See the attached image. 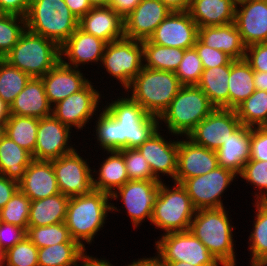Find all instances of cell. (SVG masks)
Here are the masks:
<instances>
[{
    "instance_id": "44dd1931",
    "label": "cell",
    "mask_w": 267,
    "mask_h": 266,
    "mask_svg": "<svg viewBox=\"0 0 267 266\" xmlns=\"http://www.w3.org/2000/svg\"><path fill=\"white\" fill-rule=\"evenodd\" d=\"M172 11L160 0H141L124 18V36L143 41L150 38L158 25Z\"/></svg>"
},
{
    "instance_id": "52a82bcc",
    "label": "cell",
    "mask_w": 267,
    "mask_h": 266,
    "mask_svg": "<svg viewBox=\"0 0 267 266\" xmlns=\"http://www.w3.org/2000/svg\"><path fill=\"white\" fill-rule=\"evenodd\" d=\"M3 59L30 77L41 78L60 61V47L26 29Z\"/></svg>"
},
{
    "instance_id": "816d5d0a",
    "label": "cell",
    "mask_w": 267,
    "mask_h": 266,
    "mask_svg": "<svg viewBox=\"0 0 267 266\" xmlns=\"http://www.w3.org/2000/svg\"><path fill=\"white\" fill-rule=\"evenodd\" d=\"M244 59L254 71L267 72V42L247 46Z\"/></svg>"
},
{
    "instance_id": "d590c367",
    "label": "cell",
    "mask_w": 267,
    "mask_h": 266,
    "mask_svg": "<svg viewBox=\"0 0 267 266\" xmlns=\"http://www.w3.org/2000/svg\"><path fill=\"white\" fill-rule=\"evenodd\" d=\"M39 118L28 116H9L5 123L4 134L18 146L33 154L37 141Z\"/></svg>"
},
{
    "instance_id": "603a6c76",
    "label": "cell",
    "mask_w": 267,
    "mask_h": 266,
    "mask_svg": "<svg viewBox=\"0 0 267 266\" xmlns=\"http://www.w3.org/2000/svg\"><path fill=\"white\" fill-rule=\"evenodd\" d=\"M82 70L64 65L59 61L43 77L45 93L49 103L53 106L71 94L79 92L89 82Z\"/></svg>"
},
{
    "instance_id": "cb8c5ba5",
    "label": "cell",
    "mask_w": 267,
    "mask_h": 266,
    "mask_svg": "<svg viewBox=\"0 0 267 266\" xmlns=\"http://www.w3.org/2000/svg\"><path fill=\"white\" fill-rule=\"evenodd\" d=\"M78 27L106 43L124 38V19L109 6L93 7L79 19Z\"/></svg>"
},
{
    "instance_id": "277c9868",
    "label": "cell",
    "mask_w": 267,
    "mask_h": 266,
    "mask_svg": "<svg viewBox=\"0 0 267 266\" xmlns=\"http://www.w3.org/2000/svg\"><path fill=\"white\" fill-rule=\"evenodd\" d=\"M181 86L175 72L143 67L125 91L148 114L160 117Z\"/></svg>"
},
{
    "instance_id": "4316f807",
    "label": "cell",
    "mask_w": 267,
    "mask_h": 266,
    "mask_svg": "<svg viewBox=\"0 0 267 266\" xmlns=\"http://www.w3.org/2000/svg\"><path fill=\"white\" fill-rule=\"evenodd\" d=\"M10 114L39 119L52 115V105L48 101L41 78H30L10 105Z\"/></svg>"
},
{
    "instance_id": "c3c4849f",
    "label": "cell",
    "mask_w": 267,
    "mask_h": 266,
    "mask_svg": "<svg viewBox=\"0 0 267 266\" xmlns=\"http://www.w3.org/2000/svg\"><path fill=\"white\" fill-rule=\"evenodd\" d=\"M194 48L196 49L202 62L203 69L227 65L232 60V58L226 53L211 47H207L198 39L196 40Z\"/></svg>"
},
{
    "instance_id": "83f0119b",
    "label": "cell",
    "mask_w": 267,
    "mask_h": 266,
    "mask_svg": "<svg viewBox=\"0 0 267 266\" xmlns=\"http://www.w3.org/2000/svg\"><path fill=\"white\" fill-rule=\"evenodd\" d=\"M251 128L241 125L216 151L218 166L239 175L250 160Z\"/></svg>"
},
{
    "instance_id": "7bdbcfd3",
    "label": "cell",
    "mask_w": 267,
    "mask_h": 266,
    "mask_svg": "<svg viewBox=\"0 0 267 266\" xmlns=\"http://www.w3.org/2000/svg\"><path fill=\"white\" fill-rule=\"evenodd\" d=\"M30 204V198L18 190L4 207L0 209V221L27 230Z\"/></svg>"
},
{
    "instance_id": "60d3db41",
    "label": "cell",
    "mask_w": 267,
    "mask_h": 266,
    "mask_svg": "<svg viewBox=\"0 0 267 266\" xmlns=\"http://www.w3.org/2000/svg\"><path fill=\"white\" fill-rule=\"evenodd\" d=\"M26 236L38 249L60 243H78L72 239L64 222L47 226H28Z\"/></svg>"
},
{
    "instance_id": "2e32d148",
    "label": "cell",
    "mask_w": 267,
    "mask_h": 266,
    "mask_svg": "<svg viewBox=\"0 0 267 266\" xmlns=\"http://www.w3.org/2000/svg\"><path fill=\"white\" fill-rule=\"evenodd\" d=\"M70 130L72 131L53 115L40 118L33 160L52 161L76 150L70 144Z\"/></svg>"
},
{
    "instance_id": "89a4df30",
    "label": "cell",
    "mask_w": 267,
    "mask_h": 266,
    "mask_svg": "<svg viewBox=\"0 0 267 266\" xmlns=\"http://www.w3.org/2000/svg\"><path fill=\"white\" fill-rule=\"evenodd\" d=\"M2 14H4V12L1 10V8H0V16L2 15Z\"/></svg>"
},
{
    "instance_id": "836d02e7",
    "label": "cell",
    "mask_w": 267,
    "mask_h": 266,
    "mask_svg": "<svg viewBox=\"0 0 267 266\" xmlns=\"http://www.w3.org/2000/svg\"><path fill=\"white\" fill-rule=\"evenodd\" d=\"M253 79L254 70L245 59L230 61L229 109H235L256 90Z\"/></svg>"
},
{
    "instance_id": "6f0895ef",
    "label": "cell",
    "mask_w": 267,
    "mask_h": 266,
    "mask_svg": "<svg viewBox=\"0 0 267 266\" xmlns=\"http://www.w3.org/2000/svg\"><path fill=\"white\" fill-rule=\"evenodd\" d=\"M101 259L97 258V256L93 257L87 254V252L79 259L76 266H115L111 264L106 258Z\"/></svg>"
},
{
    "instance_id": "ee69618b",
    "label": "cell",
    "mask_w": 267,
    "mask_h": 266,
    "mask_svg": "<svg viewBox=\"0 0 267 266\" xmlns=\"http://www.w3.org/2000/svg\"><path fill=\"white\" fill-rule=\"evenodd\" d=\"M238 177L256 189L253 196L256 202L267 201V161L249 160Z\"/></svg>"
},
{
    "instance_id": "7402d4cb",
    "label": "cell",
    "mask_w": 267,
    "mask_h": 266,
    "mask_svg": "<svg viewBox=\"0 0 267 266\" xmlns=\"http://www.w3.org/2000/svg\"><path fill=\"white\" fill-rule=\"evenodd\" d=\"M217 166L216 151L197 145L187 137L179 140L175 183L181 184L185 179L207 174Z\"/></svg>"
},
{
    "instance_id": "6da1fadb",
    "label": "cell",
    "mask_w": 267,
    "mask_h": 266,
    "mask_svg": "<svg viewBox=\"0 0 267 266\" xmlns=\"http://www.w3.org/2000/svg\"><path fill=\"white\" fill-rule=\"evenodd\" d=\"M124 95L102 104L105 107L94 116V139L102 152L137 148L160 128L159 117L148 114L127 94Z\"/></svg>"
},
{
    "instance_id": "8992f818",
    "label": "cell",
    "mask_w": 267,
    "mask_h": 266,
    "mask_svg": "<svg viewBox=\"0 0 267 266\" xmlns=\"http://www.w3.org/2000/svg\"><path fill=\"white\" fill-rule=\"evenodd\" d=\"M79 19L64 0H30L26 29L54 41L59 47L78 28Z\"/></svg>"
},
{
    "instance_id": "f907efd6",
    "label": "cell",
    "mask_w": 267,
    "mask_h": 266,
    "mask_svg": "<svg viewBox=\"0 0 267 266\" xmlns=\"http://www.w3.org/2000/svg\"><path fill=\"white\" fill-rule=\"evenodd\" d=\"M26 231L25 228L0 221V250L5 253L18 242L22 241L27 237Z\"/></svg>"
},
{
    "instance_id": "bcb514c9",
    "label": "cell",
    "mask_w": 267,
    "mask_h": 266,
    "mask_svg": "<svg viewBox=\"0 0 267 266\" xmlns=\"http://www.w3.org/2000/svg\"><path fill=\"white\" fill-rule=\"evenodd\" d=\"M4 266H38V248L25 237L4 253Z\"/></svg>"
},
{
    "instance_id": "74e56055",
    "label": "cell",
    "mask_w": 267,
    "mask_h": 266,
    "mask_svg": "<svg viewBox=\"0 0 267 266\" xmlns=\"http://www.w3.org/2000/svg\"><path fill=\"white\" fill-rule=\"evenodd\" d=\"M253 228L248 237L250 261H264L267 258V201H254Z\"/></svg>"
},
{
    "instance_id": "30bf717a",
    "label": "cell",
    "mask_w": 267,
    "mask_h": 266,
    "mask_svg": "<svg viewBox=\"0 0 267 266\" xmlns=\"http://www.w3.org/2000/svg\"><path fill=\"white\" fill-rule=\"evenodd\" d=\"M160 236L155 241V250L163 262L182 261L193 266L222 265L190 230Z\"/></svg>"
},
{
    "instance_id": "5b68a950",
    "label": "cell",
    "mask_w": 267,
    "mask_h": 266,
    "mask_svg": "<svg viewBox=\"0 0 267 266\" xmlns=\"http://www.w3.org/2000/svg\"><path fill=\"white\" fill-rule=\"evenodd\" d=\"M215 107L207 95L197 86H181L169 107L159 117V127L166 126L168 134L187 137Z\"/></svg>"
},
{
    "instance_id": "7dc6e473",
    "label": "cell",
    "mask_w": 267,
    "mask_h": 266,
    "mask_svg": "<svg viewBox=\"0 0 267 266\" xmlns=\"http://www.w3.org/2000/svg\"><path fill=\"white\" fill-rule=\"evenodd\" d=\"M119 152L123 155L129 180H157L149 163L136 148H123Z\"/></svg>"
},
{
    "instance_id": "ffe728a7",
    "label": "cell",
    "mask_w": 267,
    "mask_h": 266,
    "mask_svg": "<svg viewBox=\"0 0 267 266\" xmlns=\"http://www.w3.org/2000/svg\"><path fill=\"white\" fill-rule=\"evenodd\" d=\"M106 42L79 27L60 46V61L67 66L82 69L86 63L100 65ZM66 59V60H65ZM82 64V65H81Z\"/></svg>"
},
{
    "instance_id": "f6af8a7d",
    "label": "cell",
    "mask_w": 267,
    "mask_h": 266,
    "mask_svg": "<svg viewBox=\"0 0 267 266\" xmlns=\"http://www.w3.org/2000/svg\"><path fill=\"white\" fill-rule=\"evenodd\" d=\"M202 62L196 49H186L175 75L182 86L197 85L203 72Z\"/></svg>"
},
{
    "instance_id": "f546056e",
    "label": "cell",
    "mask_w": 267,
    "mask_h": 266,
    "mask_svg": "<svg viewBox=\"0 0 267 266\" xmlns=\"http://www.w3.org/2000/svg\"><path fill=\"white\" fill-rule=\"evenodd\" d=\"M104 153L109 156H106L101 164L99 163L98 170L92 168L93 189L111 195L117 188L129 181V178L123 155L119 151H104Z\"/></svg>"
},
{
    "instance_id": "484cf974",
    "label": "cell",
    "mask_w": 267,
    "mask_h": 266,
    "mask_svg": "<svg viewBox=\"0 0 267 266\" xmlns=\"http://www.w3.org/2000/svg\"><path fill=\"white\" fill-rule=\"evenodd\" d=\"M198 40L213 49L220 50L233 60L245 58L246 46L243 44L235 22L198 28Z\"/></svg>"
},
{
    "instance_id": "9a60e30c",
    "label": "cell",
    "mask_w": 267,
    "mask_h": 266,
    "mask_svg": "<svg viewBox=\"0 0 267 266\" xmlns=\"http://www.w3.org/2000/svg\"><path fill=\"white\" fill-rule=\"evenodd\" d=\"M235 109L215 108L188 134L193 143L217 151L240 126Z\"/></svg>"
},
{
    "instance_id": "8d00e7d4",
    "label": "cell",
    "mask_w": 267,
    "mask_h": 266,
    "mask_svg": "<svg viewBox=\"0 0 267 266\" xmlns=\"http://www.w3.org/2000/svg\"><path fill=\"white\" fill-rule=\"evenodd\" d=\"M79 243H60L38 249V266H76L87 252Z\"/></svg>"
},
{
    "instance_id": "d6a6232c",
    "label": "cell",
    "mask_w": 267,
    "mask_h": 266,
    "mask_svg": "<svg viewBox=\"0 0 267 266\" xmlns=\"http://www.w3.org/2000/svg\"><path fill=\"white\" fill-rule=\"evenodd\" d=\"M33 161L32 154L18 146L5 134L0 140V174L19 182L28 165Z\"/></svg>"
},
{
    "instance_id": "1f68e13d",
    "label": "cell",
    "mask_w": 267,
    "mask_h": 266,
    "mask_svg": "<svg viewBox=\"0 0 267 266\" xmlns=\"http://www.w3.org/2000/svg\"><path fill=\"white\" fill-rule=\"evenodd\" d=\"M229 76L230 62L227 65L204 69L201 74L197 86L215 108L229 109Z\"/></svg>"
},
{
    "instance_id": "7c38bea8",
    "label": "cell",
    "mask_w": 267,
    "mask_h": 266,
    "mask_svg": "<svg viewBox=\"0 0 267 266\" xmlns=\"http://www.w3.org/2000/svg\"><path fill=\"white\" fill-rule=\"evenodd\" d=\"M160 184L158 180H129L110 195L111 201L123 202L133 229L140 227L146 219L151 222Z\"/></svg>"
},
{
    "instance_id": "b9f144b4",
    "label": "cell",
    "mask_w": 267,
    "mask_h": 266,
    "mask_svg": "<svg viewBox=\"0 0 267 266\" xmlns=\"http://www.w3.org/2000/svg\"><path fill=\"white\" fill-rule=\"evenodd\" d=\"M25 30V17L8 13L0 16V59H3L17 44Z\"/></svg>"
},
{
    "instance_id": "ba28073f",
    "label": "cell",
    "mask_w": 267,
    "mask_h": 266,
    "mask_svg": "<svg viewBox=\"0 0 267 266\" xmlns=\"http://www.w3.org/2000/svg\"><path fill=\"white\" fill-rule=\"evenodd\" d=\"M164 181L160 184L150 223L163 231L161 235L188 231L196 209L181 184L173 182L169 186Z\"/></svg>"
},
{
    "instance_id": "ac0fdd59",
    "label": "cell",
    "mask_w": 267,
    "mask_h": 266,
    "mask_svg": "<svg viewBox=\"0 0 267 266\" xmlns=\"http://www.w3.org/2000/svg\"><path fill=\"white\" fill-rule=\"evenodd\" d=\"M198 26L188 11H172L148 39L154 44L181 49L193 48Z\"/></svg>"
},
{
    "instance_id": "94428289",
    "label": "cell",
    "mask_w": 267,
    "mask_h": 266,
    "mask_svg": "<svg viewBox=\"0 0 267 266\" xmlns=\"http://www.w3.org/2000/svg\"><path fill=\"white\" fill-rule=\"evenodd\" d=\"M253 81L256 90L267 91V72L254 71Z\"/></svg>"
},
{
    "instance_id": "03108f58",
    "label": "cell",
    "mask_w": 267,
    "mask_h": 266,
    "mask_svg": "<svg viewBox=\"0 0 267 266\" xmlns=\"http://www.w3.org/2000/svg\"><path fill=\"white\" fill-rule=\"evenodd\" d=\"M250 266H267L264 261H250Z\"/></svg>"
},
{
    "instance_id": "be15d7a7",
    "label": "cell",
    "mask_w": 267,
    "mask_h": 266,
    "mask_svg": "<svg viewBox=\"0 0 267 266\" xmlns=\"http://www.w3.org/2000/svg\"><path fill=\"white\" fill-rule=\"evenodd\" d=\"M167 266H193L191 263L187 262H164ZM199 266H220V265H199Z\"/></svg>"
},
{
    "instance_id": "9f6ffc18",
    "label": "cell",
    "mask_w": 267,
    "mask_h": 266,
    "mask_svg": "<svg viewBox=\"0 0 267 266\" xmlns=\"http://www.w3.org/2000/svg\"><path fill=\"white\" fill-rule=\"evenodd\" d=\"M71 12L80 19L90 11L93 6L88 0H64Z\"/></svg>"
},
{
    "instance_id": "6125c7cd",
    "label": "cell",
    "mask_w": 267,
    "mask_h": 266,
    "mask_svg": "<svg viewBox=\"0 0 267 266\" xmlns=\"http://www.w3.org/2000/svg\"><path fill=\"white\" fill-rule=\"evenodd\" d=\"M10 116V106L0 98V123L5 124Z\"/></svg>"
},
{
    "instance_id": "a7ac6f4b",
    "label": "cell",
    "mask_w": 267,
    "mask_h": 266,
    "mask_svg": "<svg viewBox=\"0 0 267 266\" xmlns=\"http://www.w3.org/2000/svg\"><path fill=\"white\" fill-rule=\"evenodd\" d=\"M0 266H4V253L0 250Z\"/></svg>"
},
{
    "instance_id": "d6986e66",
    "label": "cell",
    "mask_w": 267,
    "mask_h": 266,
    "mask_svg": "<svg viewBox=\"0 0 267 266\" xmlns=\"http://www.w3.org/2000/svg\"><path fill=\"white\" fill-rule=\"evenodd\" d=\"M234 22L246 47L267 42V0L236 2Z\"/></svg>"
},
{
    "instance_id": "8fae6325",
    "label": "cell",
    "mask_w": 267,
    "mask_h": 266,
    "mask_svg": "<svg viewBox=\"0 0 267 266\" xmlns=\"http://www.w3.org/2000/svg\"><path fill=\"white\" fill-rule=\"evenodd\" d=\"M238 175L232 170L217 166L207 174L185 179L181 185L186 189L196 210L225 207L222 200L224 191Z\"/></svg>"
},
{
    "instance_id": "d4e9b609",
    "label": "cell",
    "mask_w": 267,
    "mask_h": 266,
    "mask_svg": "<svg viewBox=\"0 0 267 266\" xmlns=\"http://www.w3.org/2000/svg\"><path fill=\"white\" fill-rule=\"evenodd\" d=\"M18 184L19 190L31 201L60 193L51 161L33 160Z\"/></svg>"
},
{
    "instance_id": "ab89813d",
    "label": "cell",
    "mask_w": 267,
    "mask_h": 266,
    "mask_svg": "<svg viewBox=\"0 0 267 266\" xmlns=\"http://www.w3.org/2000/svg\"><path fill=\"white\" fill-rule=\"evenodd\" d=\"M30 78L25 72L0 59V98L10 106Z\"/></svg>"
},
{
    "instance_id": "11a10c76",
    "label": "cell",
    "mask_w": 267,
    "mask_h": 266,
    "mask_svg": "<svg viewBox=\"0 0 267 266\" xmlns=\"http://www.w3.org/2000/svg\"><path fill=\"white\" fill-rule=\"evenodd\" d=\"M140 2L141 0H110L108 6L124 19Z\"/></svg>"
},
{
    "instance_id": "003e7915",
    "label": "cell",
    "mask_w": 267,
    "mask_h": 266,
    "mask_svg": "<svg viewBox=\"0 0 267 266\" xmlns=\"http://www.w3.org/2000/svg\"><path fill=\"white\" fill-rule=\"evenodd\" d=\"M5 124L0 123V140L4 135Z\"/></svg>"
},
{
    "instance_id": "680465c9",
    "label": "cell",
    "mask_w": 267,
    "mask_h": 266,
    "mask_svg": "<svg viewBox=\"0 0 267 266\" xmlns=\"http://www.w3.org/2000/svg\"><path fill=\"white\" fill-rule=\"evenodd\" d=\"M124 266V265H123ZM125 266H167L157 255L153 257H143L133 260L131 264H126Z\"/></svg>"
},
{
    "instance_id": "e0dca14e",
    "label": "cell",
    "mask_w": 267,
    "mask_h": 266,
    "mask_svg": "<svg viewBox=\"0 0 267 266\" xmlns=\"http://www.w3.org/2000/svg\"><path fill=\"white\" fill-rule=\"evenodd\" d=\"M160 131L165 132L159 128L136 149L149 163L152 174L158 181L163 182L161 175H165L171 177L174 182L177 173L179 139L169 138L168 141L165 138L166 135Z\"/></svg>"
},
{
    "instance_id": "3957f363",
    "label": "cell",
    "mask_w": 267,
    "mask_h": 266,
    "mask_svg": "<svg viewBox=\"0 0 267 266\" xmlns=\"http://www.w3.org/2000/svg\"><path fill=\"white\" fill-rule=\"evenodd\" d=\"M228 208L196 210L190 231L206 246L222 266H237L234 226Z\"/></svg>"
},
{
    "instance_id": "f35d334b",
    "label": "cell",
    "mask_w": 267,
    "mask_h": 266,
    "mask_svg": "<svg viewBox=\"0 0 267 266\" xmlns=\"http://www.w3.org/2000/svg\"><path fill=\"white\" fill-rule=\"evenodd\" d=\"M235 111L242 125L250 128L267 126V91L255 90Z\"/></svg>"
},
{
    "instance_id": "4dcf8cb0",
    "label": "cell",
    "mask_w": 267,
    "mask_h": 266,
    "mask_svg": "<svg viewBox=\"0 0 267 266\" xmlns=\"http://www.w3.org/2000/svg\"><path fill=\"white\" fill-rule=\"evenodd\" d=\"M70 197L59 193L31 201L28 226H47L65 222Z\"/></svg>"
},
{
    "instance_id": "4fadbf2b",
    "label": "cell",
    "mask_w": 267,
    "mask_h": 266,
    "mask_svg": "<svg viewBox=\"0 0 267 266\" xmlns=\"http://www.w3.org/2000/svg\"><path fill=\"white\" fill-rule=\"evenodd\" d=\"M90 81L79 92L66 97L52 106V115L69 128L83 130L90 124L93 116L97 115L102 103V92ZM96 88V89H95ZM96 113V114H95Z\"/></svg>"
},
{
    "instance_id": "f5cc1de1",
    "label": "cell",
    "mask_w": 267,
    "mask_h": 266,
    "mask_svg": "<svg viewBox=\"0 0 267 266\" xmlns=\"http://www.w3.org/2000/svg\"><path fill=\"white\" fill-rule=\"evenodd\" d=\"M18 190L19 184L17 181L0 174V209L4 207Z\"/></svg>"
},
{
    "instance_id": "db71d44e",
    "label": "cell",
    "mask_w": 267,
    "mask_h": 266,
    "mask_svg": "<svg viewBox=\"0 0 267 266\" xmlns=\"http://www.w3.org/2000/svg\"><path fill=\"white\" fill-rule=\"evenodd\" d=\"M30 0H0V8L4 13L15 14L25 17Z\"/></svg>"
},
{
    "instance_id": "f1b7e54d",
    "label": "cell",
    "mask_w": 267,
    "mask_h": 266,
    "mask_svg": "<svg viewBox=\"0 0 267 266\" xmlns=\"http://www.w3.org/2000/svg\"><path fill=\"white\" fill-rule=\"evenodd\" d=\"M235 0H191L188 12L198 28L235 21Z\"/></svg>"
},
{
    "instance_id": "681fc988",
    "label": "cell",
    "mask_w": 267,
    "mask_h": 266,
    "mask_svg": "<svg viewBox=\"0 0 267 266\" xmlns=\"http://www.w3.org/2000/svg\"><path fill=\"white\" fill-rule=\"evenodd\" d=\"M250 160L267 161V127L251 128Z\"/></svg>"
},
{
    "instance_id": "5bb4252c",
    "label": "cell",
    "mask_w": 267,
    "mask_h": 266,
    "mask_svg": "<svg viewBox=\"0 0 267 266\" xmlns=\"http://www.w3.org/2000/svg\"><path fill=\"white\" fill-rule=\"evenodd\" d=\"M77 149L52 160L55 177L60 193L68 196H79L93 190V174L88 158L80 156Z\"/></svg>"
},
{
    "instance_id": "e7e4bbea",
    "label": "cell",
    "mask_w": 267,
    "mask_h": 266,
    "mask_svg": "<svg viewBox=\"0 0 267 266\" xmlns=\"http://www.w3.org/2000/svg\"><path fill=\"white\" fill-rule=\"evenodd\" d=\"M93 7L108 6L110 0H88Z\"/></svg>"
},
{
    "instance_id": "91938a15",
    "label": "cell",
    "mask_w": 267,
    "mask_h": 266,
    "mask_svg": "<svg viewBox=\"0 0 267 266\" xmlns=\"http://www.w3.org/2000/svg\"><path fill=\"white\" fill-rule=\"evenodd\" d=\"M171 11H188L191 0H160Z\"/></svg>"
},
{
    "instance_id": "9c48e42d",
    "label": "cell",
    "mask_w": 267,
    "mask_h": 266,
    "mask_svg": "<svg viewBox=\"0 0 267 266\" xmlns=\"http://www.w3.org/2000/svg\"><path fill=\"white\" fill-rule=\"evenodd\" d=\"M100 66L125 90L143 68L142 41L124 37L106 43Z\"/></svg>"
},
{
    "instance_id": "7a4b0ae2",
    "label": "cell",
    "mask_w": 267,
    "mask_h": 266,
    "mask_svg": "<svg viewBox=\"0 0 267 266\" xmlns=\"http://www.w3.org/2000/svg\"><path fill=\"white\" fill-rule=\"evenodd\" d=\"M115 211L121 210L111 203L110 194L93 189L87 194L70 197L64 223L72 239L86 249L85 245L92 244L97 232L103 229L108 213Z\"/></svg>"
},
{
    "instance_id": "e575fe53",
    "label": "cell",
    "mask_w": 267,
    "mask_h": 266,
    "mask_svg": "<svg viewBox=\"0 0 267 266\" xmlns=\"http://www.w3.org/2000/svg\"><path fill=\"white\" fill-rule=\"evenodd\" d=\"M143 67L153 70L175 72L186 49L154 44L148 39L142 41Z\"/></svg>"
}]
</instances>
